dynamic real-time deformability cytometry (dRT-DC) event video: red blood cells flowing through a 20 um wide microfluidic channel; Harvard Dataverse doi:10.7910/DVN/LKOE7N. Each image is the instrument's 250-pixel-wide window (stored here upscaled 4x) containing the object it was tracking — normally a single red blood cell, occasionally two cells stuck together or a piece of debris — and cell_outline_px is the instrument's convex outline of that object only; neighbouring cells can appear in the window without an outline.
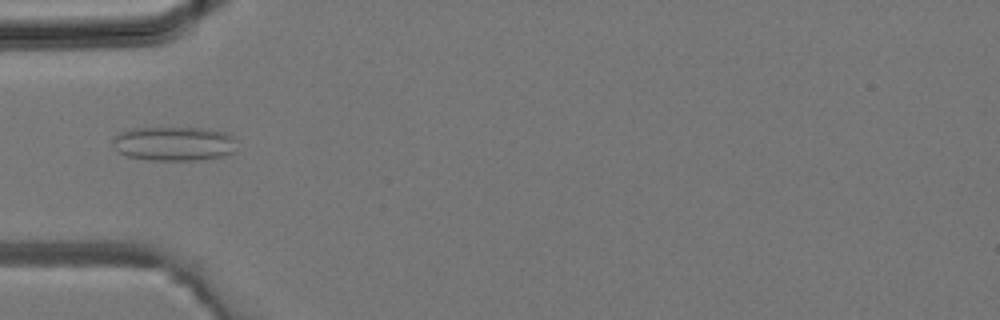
{"species": "common noctule bat (a hibernating species)", "species_latin": "Nyctalus noctula", "temperature_condition": "room temperature", "stored_images_in_passage": 37, "camera_frame_rate_fps": 3000, "um_per_image_px": 0.085, "animal": {"sex": "male", "body_mass_g": 19.2, "forearm_length_mm": 51.8}, "frame": {"image": 1, "passage_image": 12, "time_ms": 3.667, "image_size_px": [1000, 320], "cell_outline_px": [[236, 152], [224, 156], [196, 160], [152, 160], [128, 156], [120, 152], [112, 144], [112, 140], [120, 132], [132, 128], [208, 128], [224, 132], [232, 136], [236, 140]], "centroid_in_image_um": [14.84, 12.21], "position_along_channel_um": 70.2, "area_um2": 24.85}}
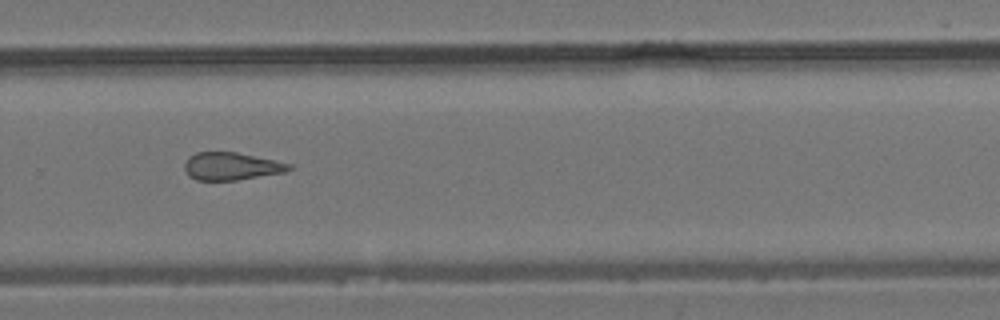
{"frame": {"image": 2, "passage_image": 25, "time_ms": 8.0, "image_size_px": [1000, 320], "cell_outline_px": [[292, 168], [284, 172], [236, 180], [196, 180], [188, 176], [184, 168], [184, 164], [188, 156], [196, 152], [236, 152], [292, 164]], "centroid_in_image_um": [19.61, 14.13], "position_along_channel_um": 310.2, "area_um2": 16.76}}
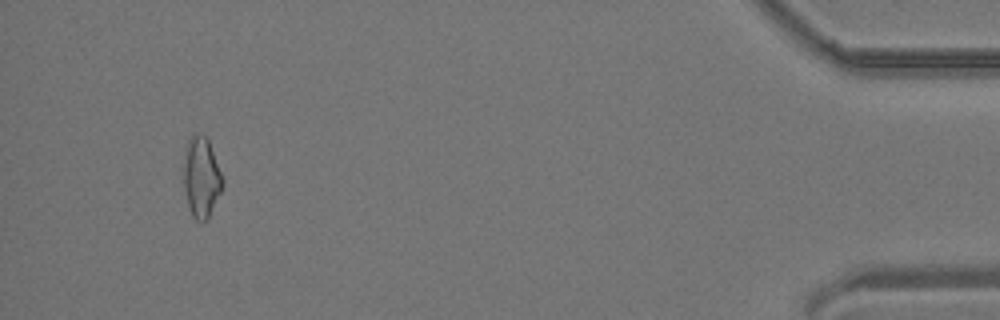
{"frame": {"image": 3, "passage_image": 35, "time_ms": 11.333, "image_size_px": [1000, 320], "cell_outline_px": [[224, 184], [208, 220], [196, 220], [192, 216], [188, 208], [184, 188], [184, 164], [188, 140], [192, 132], [200, 132], [208, 136], [224, 180]], "centroid_in_image_um": [17.13, 15.02], "position_along_channel_um": 418.1, "area_um2": 18.61}}